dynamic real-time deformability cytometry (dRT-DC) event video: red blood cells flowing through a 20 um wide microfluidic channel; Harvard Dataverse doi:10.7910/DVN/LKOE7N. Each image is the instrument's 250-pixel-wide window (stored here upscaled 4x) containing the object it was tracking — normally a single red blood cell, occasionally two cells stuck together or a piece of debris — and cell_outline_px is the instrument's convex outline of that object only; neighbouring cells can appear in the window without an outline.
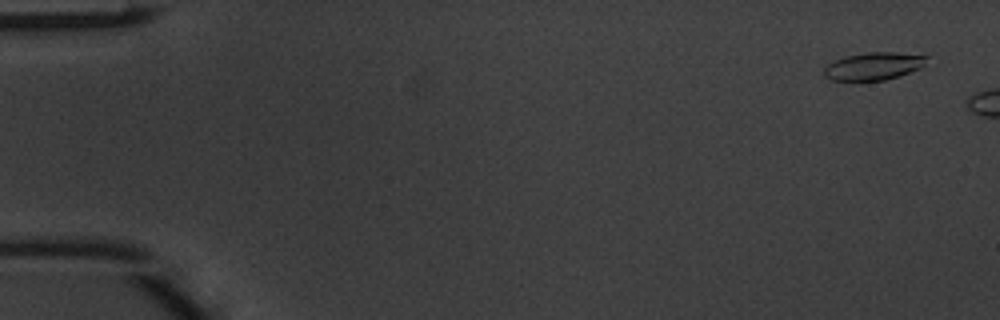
{"species": "common noctule bat (a hibernating species)", "species_latin": "Nyctalus noctula", "temperature_condition": "warm", "stored_images_in_passage": 7, "camera_frame_rate_fps": 3000, "um_per_image_px": 0.085, "animal": {"sex": "male", "body_mass_g": 20.1, "forearm_length_mm": 53.5}, "frame": {"image": 1, "passage_image": 3, "time_ms": 0.667, "image_size_px": [1000, 320], "cell_outline_px": [[928, 56], [924, 64], [920, 68], [900, 76], [884, 80], [856, 84], [832, 80], [824, 76], [824, 68], [828, 64], [844, 56], [868, 52], [896, 52]], "centroid_in_image_um": [74.19, 5.67], "position_along_channel_um": 10.8, "area_um2": 17.17}}